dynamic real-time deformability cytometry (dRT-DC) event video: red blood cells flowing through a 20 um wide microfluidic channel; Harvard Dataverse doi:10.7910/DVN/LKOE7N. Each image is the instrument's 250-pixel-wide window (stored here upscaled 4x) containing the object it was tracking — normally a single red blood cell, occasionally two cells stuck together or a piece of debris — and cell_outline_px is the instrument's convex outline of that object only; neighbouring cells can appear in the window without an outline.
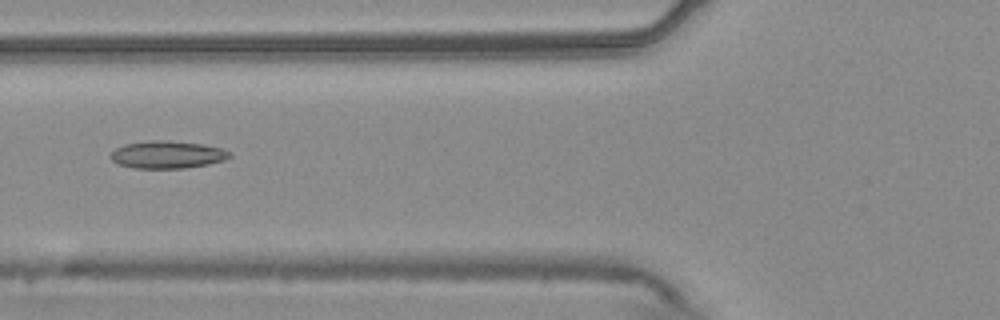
{"species": "common noctule bat (a hibernating species)", "species_latin": "Nyctalus noctula", "temperature_condition": "warm", "stored_images_in_passage": 54, "camera_frame_rate_fps": 3000, "um_per_image_px": 0.085, "animal": {"sex": "male", "body_mass_g": 20.4}, "frame": {"image": 1, "passage_image": 21, "time_ms": 6.667, "image_size_px": [1000, 320], "cell_outline_px": [[232, 156], [224, 160], [208, 164], [184, 168], [136, 168], [120, 164], [112, 160], [108, 156], [116, 148], [124, 144], [152, 140], [168, 140], [204, 144], [220, 148], [232, 152]], "centroid_in_image_um": [14.24, 13.13], "position_along_channel_um": 111.6, "area_um2": 19.07}}
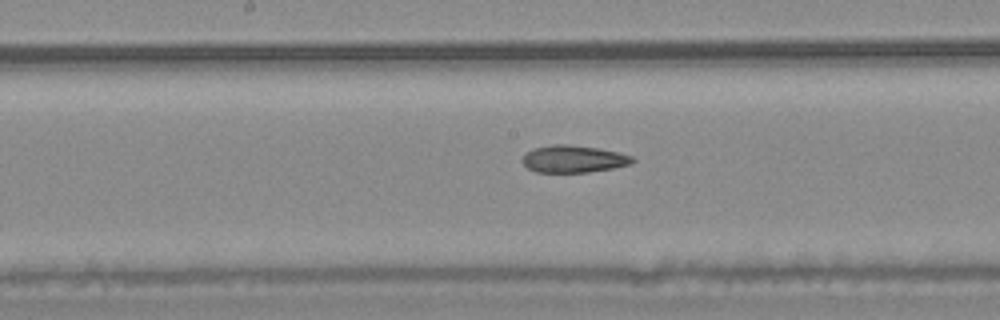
{"frame": {"image": 2, "passage_image": 28, "time_ms": 9.0, "image_size_px": [1000, 320], "cell_outline_px": [[636, 160], [632, 164], [612, 168], [588, 172], [536, 172], [528, 168], [520, 160], [524, 152], [532, 148], [552, 144], [568, 144], [596, 148], [620, 152], [632, 156]], "centroid_in_image_um": [48.72, 13.5], "position_along_channel_um": 199.5, "area_um2": 17.69}}
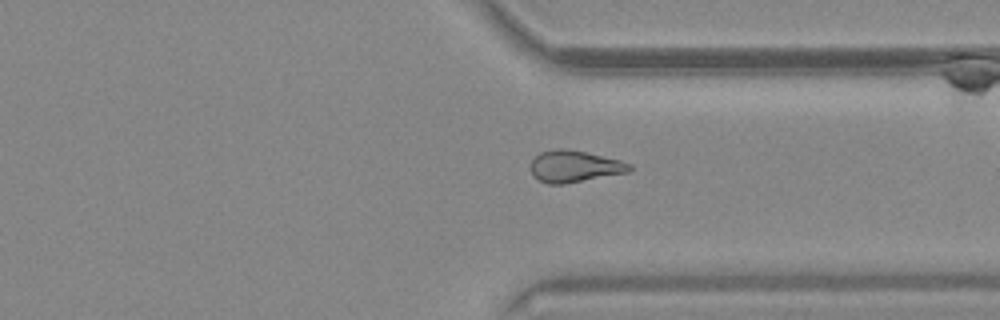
{"frame": {"image": 3, "passage_image": 41, "time_ms": 13.333, "image_size_px": [1000, 320], "cell_outline_px": [[632, 168], [628, 172], [564, 184], [548, 184], [532, 176], [532, 160], [540, 152], [556, 148], [568, 148], [620, 160], [632, 164]], "centroid_in_image_um": [48.83, 14.13], "position_along_channel_um": 362.6, "area_um2": 18.21}, "authors_computed_cell_mechanics": {"area_um2": 18.9873, "velocity_mm_per_s": 3.7619, "shape_relaxation_time_tau1_ms": null, "shape_relaxation_time_tau2_ms": 6.5592, "deformation_change_tau1": null, "deformation_change_tau2": 0.1534}}